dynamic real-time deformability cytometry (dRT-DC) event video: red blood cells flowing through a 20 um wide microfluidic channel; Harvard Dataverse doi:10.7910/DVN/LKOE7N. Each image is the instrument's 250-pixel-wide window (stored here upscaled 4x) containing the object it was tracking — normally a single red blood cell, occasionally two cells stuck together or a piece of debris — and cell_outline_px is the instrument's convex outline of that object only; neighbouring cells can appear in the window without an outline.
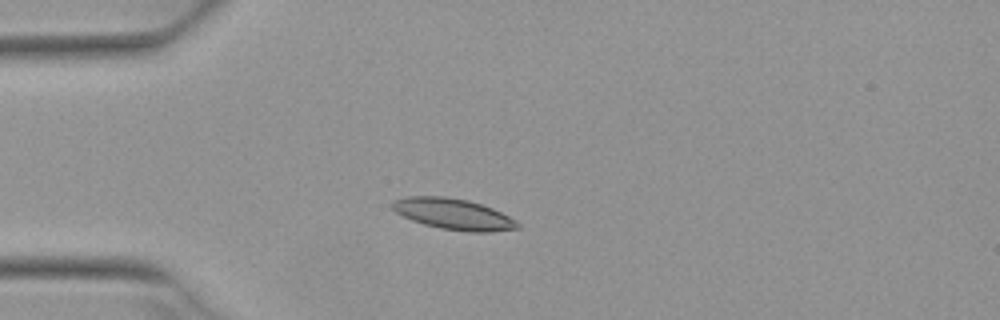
{"species": "Egyptian fruit bat (a non-hibernating species)", "species_latin": "Rousettus aegyptiacus", "temperature_condition": "warm", "stored_images_in_passage": 5, "camera_frame_rate_fps": 3000, "um_per_image_px": 0.085, "animal": {"sex": "female"}, "frame": {"image": 1, "passage_image": 2, "time_ms": 0.333, "image_size_px": [1000, 320], "cell_outline_px": [[520, 228], [488, 232], [468, 232], [440, 228], [424, 224], [412, 220], [396, 212], [388, 204], [392, 200], [408, 196], [444, 196], [468, 200], [492, 208], [516, 220], [520, 224]], "centroid_in_image_um": [38.51, 18.19], "position_along_channel_um": 46.5, "area_um2": 22.66}}
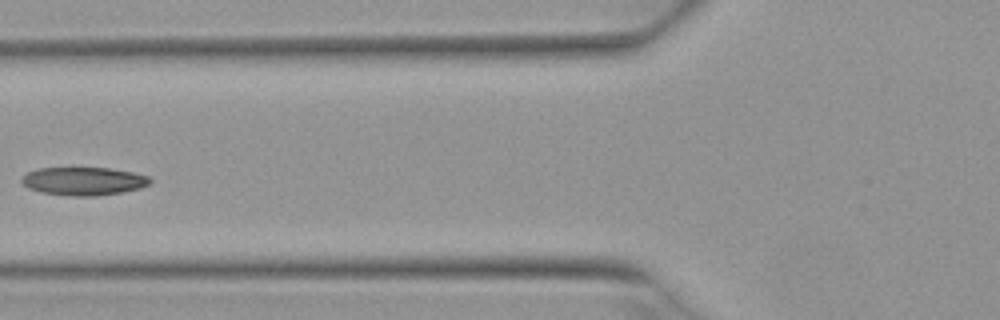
{"frame": {"image": 2, "passage_image": 4, "time_ms": 1.0, "image_size_px": [1000, 320], "cell_outline_px": [[152, 180], [148, 184], [140, 188], [120, 192], [96, 196], [72, 196], [40, 192], [28, 188], [20, 180], [20, 176], [28, 172], [40, 168], [108, 168], [132, 172], [148, 176]], "centroid_in_image_um": [7.07, 15.4], "position_along_channel_um": 118.7, "area_um2": 20.98}}
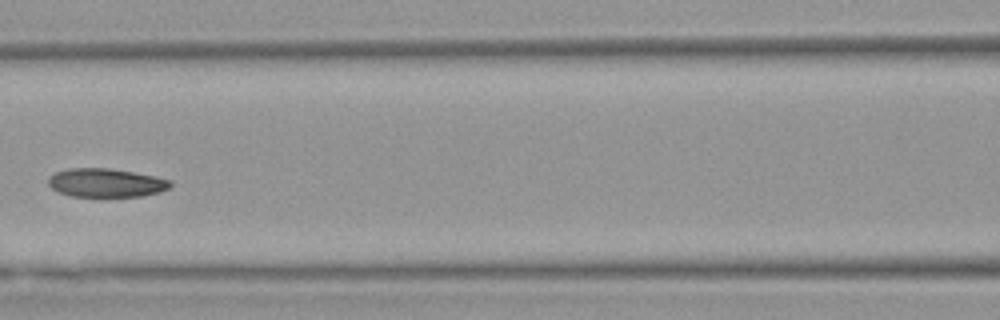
{"frame": {"image": 3, "passage_image": 5, "time_ms": 1.333, "image_size_px": [1000, 320], "cell_outline_px": [[172, 184], [168, 188], [160, 192], [140, 196], [72, 196], [60, 192], [52, 188], [48, 184], [48, 176], [56, 172], [68, 168], [108, 168], [132, 172], [172, 180]], "centroid_in_image_um": [8.99, 15.53], "position_along_channel_um": 157.6, "area_um2": 20.17}}